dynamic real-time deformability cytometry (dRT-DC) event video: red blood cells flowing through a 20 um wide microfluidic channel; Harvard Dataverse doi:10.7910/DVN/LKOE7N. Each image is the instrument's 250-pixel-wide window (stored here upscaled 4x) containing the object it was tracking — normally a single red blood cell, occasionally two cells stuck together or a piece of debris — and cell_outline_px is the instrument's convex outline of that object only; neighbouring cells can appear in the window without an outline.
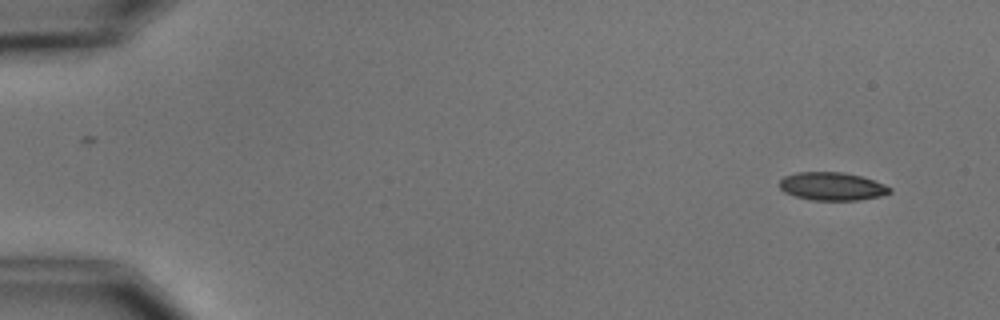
{"species": "common noctule bat (a hibernating species)", "species_latin": "Nyctalus noctula", "temperature_condition": "cold", "stored_images_in_passage": 2, "camera_frame_rate_fps": 3000, "um_per_image_px": 0.085, "animal": {"sex": "male", "body_mass_g": 15.6}, "frame": {"image": 1, "passage_image": 2, "time_ms": 2.0, "image_size_px": [1000, 320], "cell_outline_px": [[892, 192], [880, 196], [860, 200], [812, 200], [796, 196], [784, 192], [780, 188], [780, 180], [784, 176], [796, 172], [840, 172], [860, 176], [884, 184], [892, 188]], "centroid_in_image_um": [70.72, 15.84], "position_along_channel_um": 14.3, "area_um2": 17.98}}